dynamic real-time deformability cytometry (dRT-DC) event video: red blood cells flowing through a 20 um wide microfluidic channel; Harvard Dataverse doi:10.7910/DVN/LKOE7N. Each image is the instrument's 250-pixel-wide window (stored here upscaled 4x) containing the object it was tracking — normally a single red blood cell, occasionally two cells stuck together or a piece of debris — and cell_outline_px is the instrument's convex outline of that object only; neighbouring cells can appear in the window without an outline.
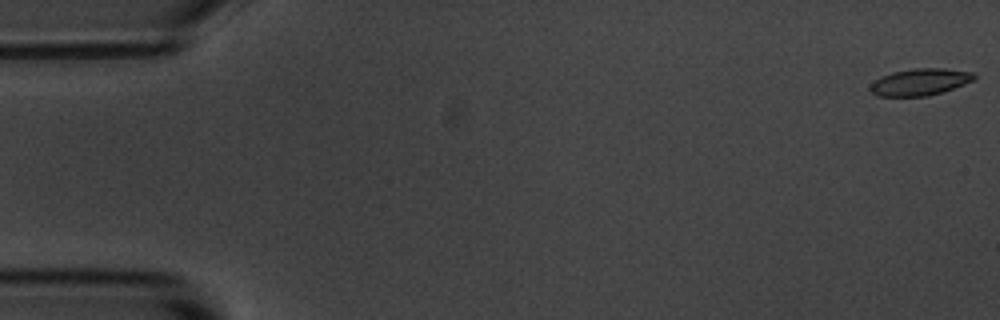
{"species": "common noctule bat (a hibernating species)", "species_latin": "Nyctalus noctula", "temperature_condition": "room temperature", "stored_images_in_passage": 55, "camera_frame_rate_fps": 3000, "um_per_image_px": 0.085, "animal": {"sex": "male", "body_mass_g": 20.1, "forearm_length_mm": 53.5}, "frame": {"image": 1, "passage_image": 1, "time_ms": 0.0, "image_size_px": [1000, 320], "cell_outline_px": [[976, 76], [972, 80], [964, 84], [944, 92], [928, 96], [876, 96], [868, 88], [880, 76], [892, 72], [916, 68], [944, 68], [972, 72]], "centroid_in_image_um": [78.19, 6.97], "position_along_channel_um": 6.8, "area_um2": 16.24}}
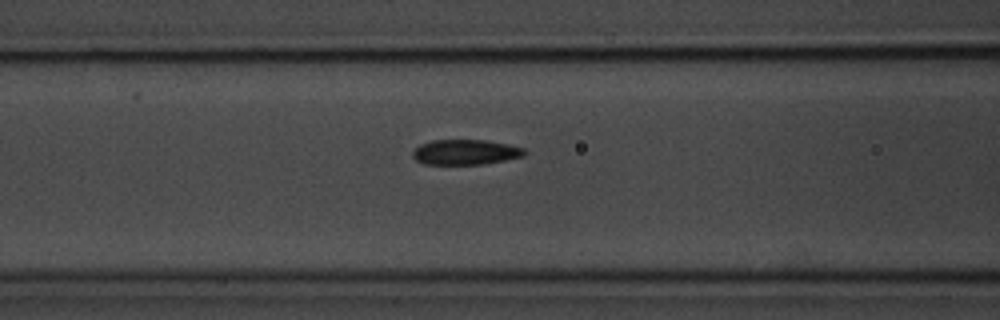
{"frame": {"image": 2, "passage_image": 22, "time_ms": 7.0, "image_size_px": [1000, 320], "cell_outline_px": [[528, 152], [524, 156], [484, 164], [424, 164], [416, 160], [412, 156], [412, 152], [420, 144], [432, 140], [484, 140], [508, 144], [524, 148]], "centroid_in_image_um": [39.57, 12.93], "position_along_channel_um": 127.0, "area_um2": 16.42}}
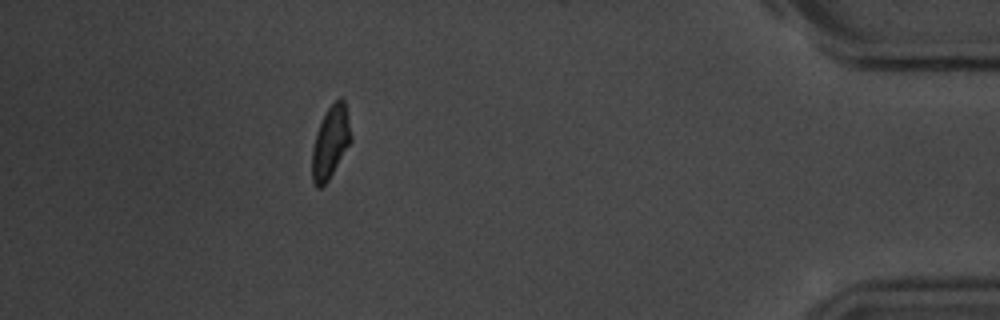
{"frame": {"image": 3, "passage_image": 49, "time_ms": 16.0, "image_size_px": [1000, 320], "cell_outline_px": [[352, 140], [328, 180], [320, 188], [316, 188], [312, 180], [312, 148], [316, 132], [328, 108], [340, 96], [344, 100], [352, 136]], "centroid_in_image_um": [28.09, 12.1], "position_along_channel_um": 407.1, "area_um2": 16.18}, "authors_computed_cell_mechanics": {"area_um2": 16.762, "velocity_mm_per_s": 3.6976, "shape_relaxation_time_tau1_ms": 3.8183, "shape_relaxation_time_tau2_ms": 2.6667, "deformation_change_tau1": 0.1216, "deformation_change_tau2": 0.0752}}